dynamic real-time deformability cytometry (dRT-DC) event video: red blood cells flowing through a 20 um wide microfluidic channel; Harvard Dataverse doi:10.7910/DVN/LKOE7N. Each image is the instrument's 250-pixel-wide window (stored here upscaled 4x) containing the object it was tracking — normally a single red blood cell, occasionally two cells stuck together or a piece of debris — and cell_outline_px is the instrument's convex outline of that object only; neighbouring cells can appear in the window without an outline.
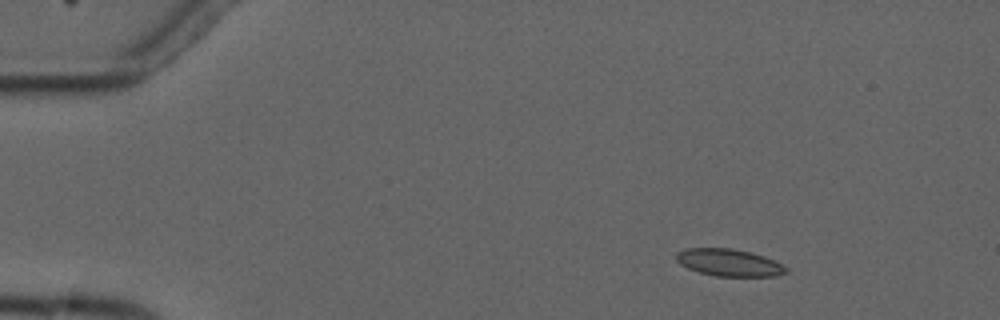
{"species": "common noctule bat (a hibernating species)", "species_latin": "Nyctalus noctula", "temperature_condition": "cold", "stored_images_in_passage": 4, "camera_frame_rate_fps": 3000, "um_per_image_px": 0.085, "animal": {"sex": "male", "forearm_length_mm": 52.5}, "frame": {"image": 1, "passage_image": 2, "time_ms": 2.0, "image_size_px": [1000, 320], "cell_outline_px": [[788, 272], [776, 276], [716, 276], [700, 272], [688, 268], [680, 264], [676, 260], [676, 252], [688, 248], [732, 248], [752, 252], [764, 256], [788, 268]], "centroid_in_image_um": [61.96, 22.31], "position_along_channel_um": 23.0, "area_um2": 17.34}}